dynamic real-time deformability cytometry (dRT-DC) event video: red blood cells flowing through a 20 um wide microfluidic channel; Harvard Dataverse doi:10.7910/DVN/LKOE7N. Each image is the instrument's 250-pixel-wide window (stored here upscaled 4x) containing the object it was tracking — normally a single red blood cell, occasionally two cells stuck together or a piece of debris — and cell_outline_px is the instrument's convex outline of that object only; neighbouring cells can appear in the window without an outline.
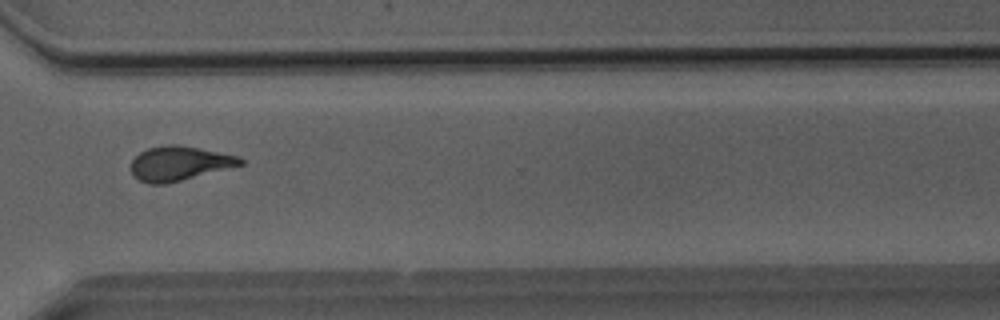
{"species": "Egyptian fruit bat (a non-hibernating species)", "species_latin": "Rousettus aegyptiacus", "temperature_condition": "room temperature", "stored_images_in_passage": 50, "camera_frame_rate_fps": 3000, "um_per_image_px": 0.085, "animal": {"sex": "male"}, "frame": {"image": 1, "passage_image": 37, "time_ms": 12.0, "image_size_px": [1000, 320], "cell_outline_px": [[244, 164], [164, 184], [148, 184], [140, 180], [132, 172], [132, 160], [140, 152], [148, 148], [168, 144], [176, 144], [200, 148], [240, 156], [244, 160]], "centroid_in_image_um": [15.26, 13.87], "position_along_channel_um": 355.3, "area_um2": 21.62}}
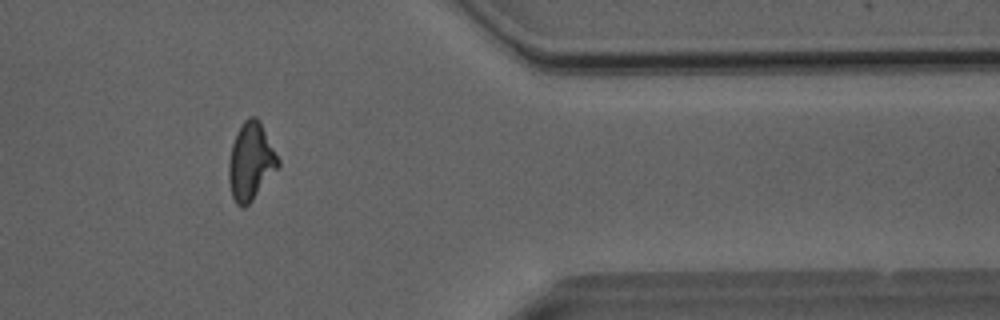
{"frame": {"image": 2, "passage_image": 41, "time_ms": 13.333, "image_size_px": [1000, 320], "cell_outline_px": [[280, 168], [252, 200], [244, 208], [240, 208], [236, 204], [232, 196], [228, 180], [228, 164], [232, 144], [240, 124], [248, 116], [256, 116], [260, 120], [280, 160]], "centroid_in_image_um": [21.33, 13.73], "position_along_channel_um": 390.1, "area_um2": 22.72}}
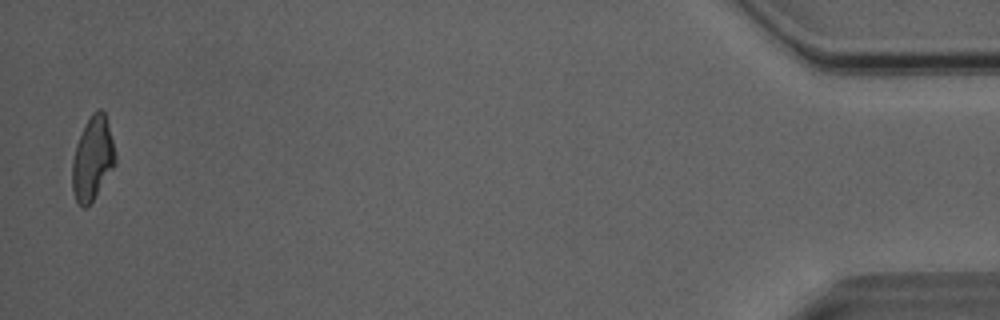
{"frame": {"image": 3, "passage_image": 49, "time_ms": 16.0, "image_size_px": [1000, 320], "cell_outline_px": [[116, 164], [92, 200], [84, 208], [76, 200], [72, 188], [72, 164], [76, 144], [84, 124], [92, 112], [96, 108], [100, 108], [104, 112], [108, 124], [116, 156]], "centroid_in_image_um": [7.86, 13.42], "position_along_channel_um": 427.3, "area_um2": 20.75}, "authors_computed_cell_mechanics": {"area_um2": 21.9929, "velocity_mm_per_s": 4.0772, "shape_relaxation_time_tau1_ms": 9.8068, "shape_relaxation_time_tau2_ms": 1.873, "deformation_change_tau1": 0.2478, "deformation_change_tau2": 0.1003}}